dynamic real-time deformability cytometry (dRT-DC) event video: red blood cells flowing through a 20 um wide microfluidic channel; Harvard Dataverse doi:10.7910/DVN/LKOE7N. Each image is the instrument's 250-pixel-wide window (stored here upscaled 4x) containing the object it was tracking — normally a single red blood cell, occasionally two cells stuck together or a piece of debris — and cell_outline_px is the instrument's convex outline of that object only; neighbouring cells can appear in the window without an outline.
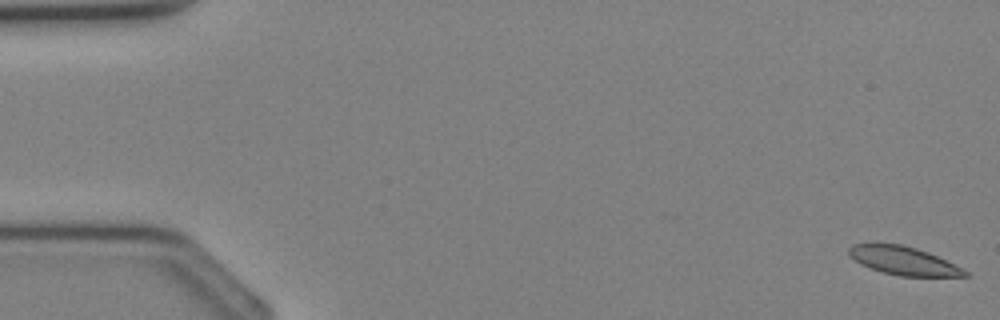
{"species": "Egyptian fruit bat (a non-hibernating species)", "species_latin": "Rousettus aegyptiacus", "temperature_condition": "cold", "stored_images_in_passage": 7, "camera_frame_rate_fps": 3000, "um_per_image_px": 0.085, "animal": {"sex": "female"}, "frame": {"image": 1, "passage_image": 1, "time_ms": 0.0, "image_size_px": [1000, 320], "cell_outline_px": [[972, 276], [900, 276], [884, 272], [860, 264], [848, 256], [848, 248], [852, 244], [900, 244], [916, 248], [928, 252], [968, 272]], "centroid_in_image_um": [76.75, 22.16], "position_along_channel_um": 8.3, "area_um2": 18.79}}